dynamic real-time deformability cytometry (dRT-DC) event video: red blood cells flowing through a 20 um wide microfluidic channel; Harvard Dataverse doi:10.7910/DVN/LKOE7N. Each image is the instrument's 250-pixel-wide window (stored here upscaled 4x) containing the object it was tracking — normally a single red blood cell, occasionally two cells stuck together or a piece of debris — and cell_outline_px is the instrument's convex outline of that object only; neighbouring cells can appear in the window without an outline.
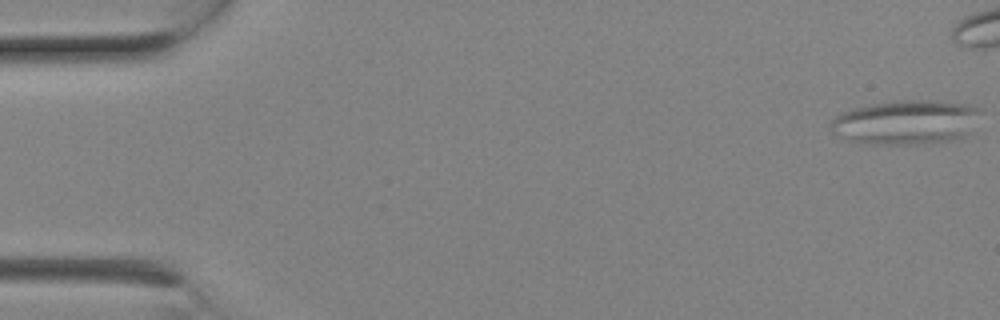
{"species": "Egyptian fruit bat (a non-hibernating species)", "species_latin": "Rousettus aegyptiacus", "temperature_condition": "room temperature", "stored_images_in_passage": 11, "segment_of_instrument_passage": [1, 3], "camera_frame_rate_fps": 3000, "um_per_image_px": 0.085, "animal": {"sex": "female"}, "frame": {"image": 1, "passage_image": 1, "time_ms": 0.0, "image_size_px": [1000, 320], "cell_outline_px": [[984, 108], [968, 132], [964, 136], [948, 140], [912, 144], [868, 144], [848, 140], [832, 132], [828, 124], [840, 112], [852, 108], [868, 104], [896, 100], [932, 100], [972, 104]], "centroid_in_image_um": [76.98, 10.36], "position_along_channel_um": 8.0, "area_um2": 39.02}}